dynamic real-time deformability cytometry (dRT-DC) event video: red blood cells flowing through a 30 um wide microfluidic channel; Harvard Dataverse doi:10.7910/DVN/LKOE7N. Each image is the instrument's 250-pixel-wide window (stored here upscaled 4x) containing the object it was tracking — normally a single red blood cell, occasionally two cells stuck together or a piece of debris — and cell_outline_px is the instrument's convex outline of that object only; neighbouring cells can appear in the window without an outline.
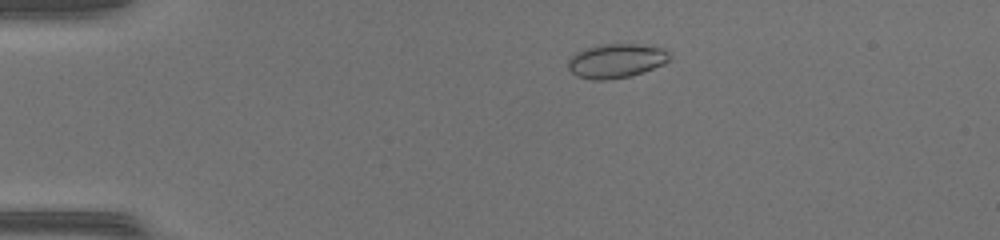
{"species": "common noctule bat (a hibernating species)", "species_latin": "Nyctalus noctula", "temperature_condition": "warm", "stored_images_in_passage": 48, "camera_frame_rate_fps": 3000, "um_per_image_px": 0.085, "animal": {"sex": "female", "body_mass_g": 17.0, "forearm_length_mm": 48.0}, "frame": {"image": 1, "passage_image": 10, "time_ms": 3.0, "image_size_px": [1000, 240], "cell_outline_px": [[672, 60], [664, 64], [632, 76], [604, 80], [592, 80], [576, 76], [568, 68], [568, 60], [576, 52], [600, 44], [644, 44], [660, 48], [668, 52], [672, 56]], "centroid_in_image_um": [52.4, 5.17], "position_along_channel_um": 32.6, "area_um2": 20.35}}
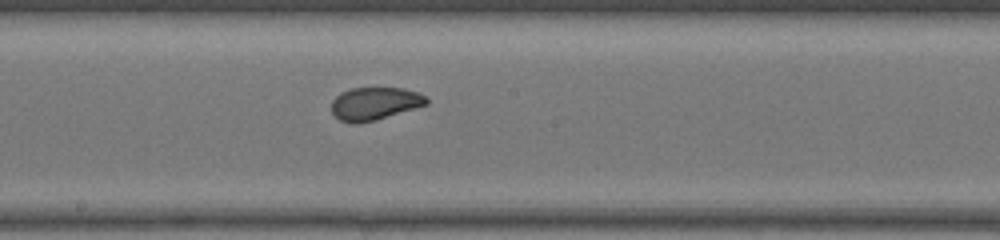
{"frame": {"image": 2, "passage_image": 27, "time_ms": 8.667, "image_size_px": [1000, 240], "cell_outline_px": [[428, 104], [376, 120], [356, 124], [352, 124], [340, 120], [332, 112], [332, 100], [340, 92], [352, 88], [404, 88], [420, 92], [428, 96]], "centroid_in_image_um": [31.87, 8.8], "position_along_channel_um": 216.3, "area_um2": 18.32}}
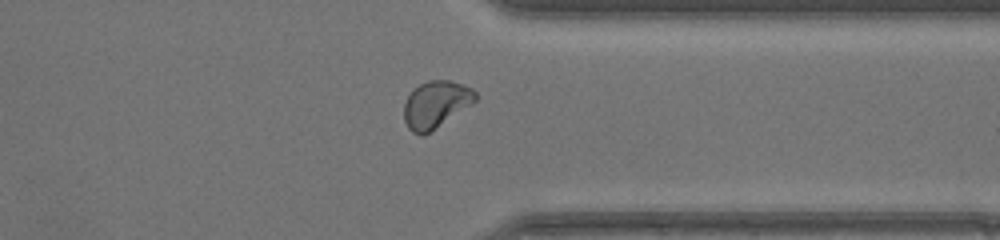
{"frame": {"image": 3, "passage_image": 38, "time_ms": 12.333, "image_size_px": [1000, 240], "cell_outline_px": [[476, 100], [472, 104], [424, 136], [420, 136], [412, 132], [408, 128], [404, 120], [404, 104], [412, 88], [428, 80], [448, 80], [464, 84], [472, 88], [476, 92]], "centroid_in_image_um": [37.03, 8.87], "position_along_channel_um": 374.4, "area_um2": 19.71}, "authors_computed_cell_mechanics": {"area_um2": 19.7676, "velocity_mm_per_s": 4.3525, "shape_relaxation_time_tau1_ms": 8.6458, "shape_relaxation_time_tau2_ms": 0.6048, "deformation_change_tau1": 0.1927, "deformation_change_tau2": 0.0444}}